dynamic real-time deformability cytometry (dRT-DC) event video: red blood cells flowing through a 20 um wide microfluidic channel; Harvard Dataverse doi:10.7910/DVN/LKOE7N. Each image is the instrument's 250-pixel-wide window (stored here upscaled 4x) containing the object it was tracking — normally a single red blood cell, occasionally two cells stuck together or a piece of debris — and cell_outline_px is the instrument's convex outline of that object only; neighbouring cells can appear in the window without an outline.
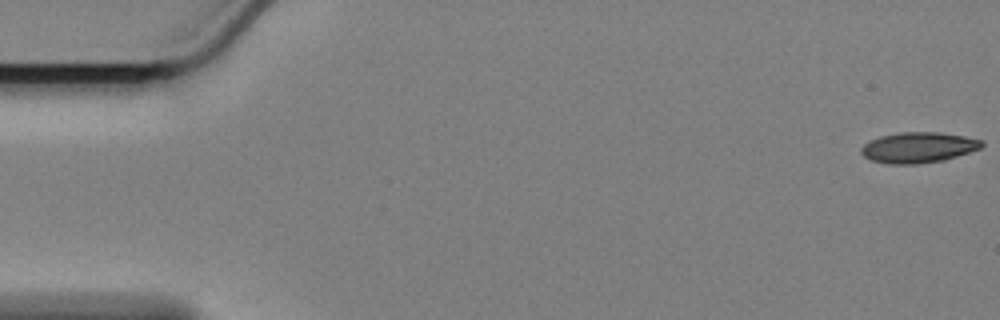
{"species": "Egyptian fruit bat (a non-hibernating species)", "species_latin": "Rousettus aegyptiacus", "temperature_condition": "cold", "stored_images_in_passage": 59, "camera_frame_rate_fps": 3000, "um_per_image_px": 0.085, "animal": {"sex": "female"}, "frame": {"image": 1, "passage_image": 1, "time_ms": 0.0, "image_size_px": [1000, 320], "cell_outline_px": [[984, 144], [980, 148], [944, 160], [916, 164], [888, 164], [872, 160], [864, 156], [860, 152], [860, 148], [864, 144], [880, 136], [900, 132], [940, 132], [964, 136], [984, 140]], "centroid_in_image_um": [78.06, 12.53], "position_along_channel_um": 6.9, "area_um2": 21.44}}
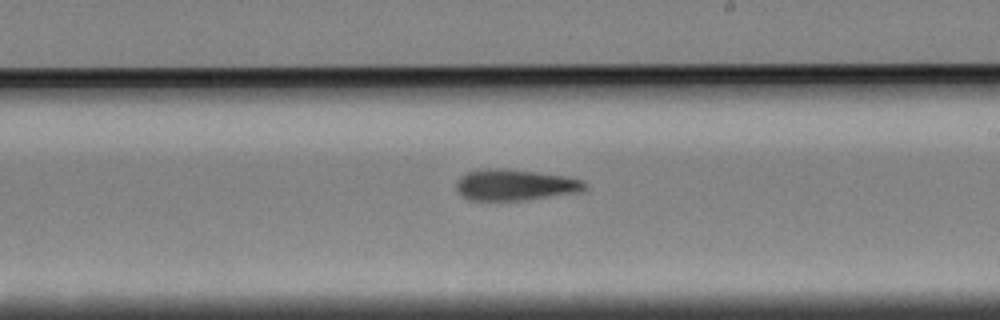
{"frame": {"image": 2, "passage_image": 34, "time_ms": 11.0, "image_size_px": [1000, 320], "cell_outline_px": [[588, 188], [584, 192], [520, 200], [468, 200], [456, 188], [456, 184], [460, 176], [468, 172], [484, 168], [504, 168], [568, 176], [580, 180]], "centroid_in_image_um": [43.8, 15.71], "position_along_channel_um": 245.2, "area_um2": 23.29}}
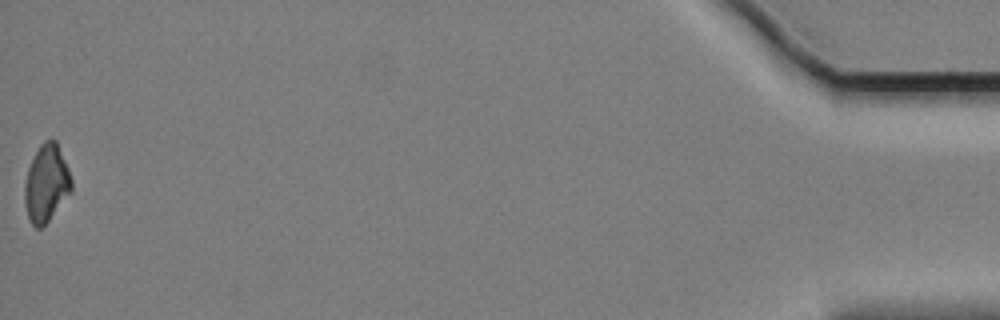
{"frame": {"image": 3, "passage_image": 59, "time_ms": 19.333, "image_size_px": [1000, 320], "cell_outline_px": [[72, 192], [48, 220], [40, 228], [36, 228], [32, 224], [28, 216], [24, 200], [24, 184], [28, 168], [40, 144], [44, 140], [52, 136], [56, 140], [68, 168], [72, 180]], "centroid_in_image_um": [3.95, 15.55], "position_along_channel_um": 431.3, "area_um2": 21.1}}